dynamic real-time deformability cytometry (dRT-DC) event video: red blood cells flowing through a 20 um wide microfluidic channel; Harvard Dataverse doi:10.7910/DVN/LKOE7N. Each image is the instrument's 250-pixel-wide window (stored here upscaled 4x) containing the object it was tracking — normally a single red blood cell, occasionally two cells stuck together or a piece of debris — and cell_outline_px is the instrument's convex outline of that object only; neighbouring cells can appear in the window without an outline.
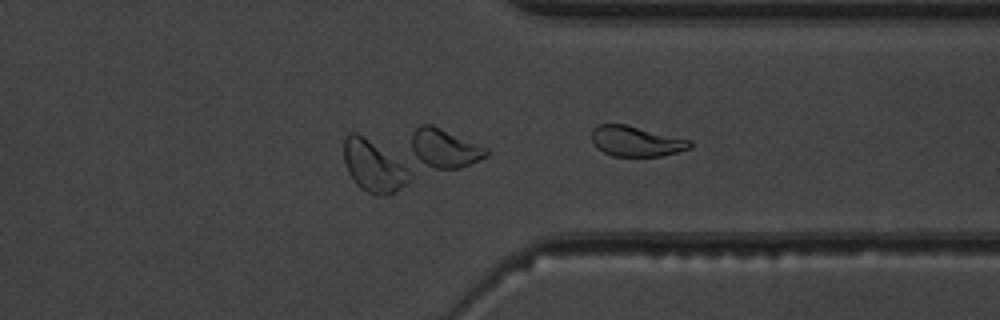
{"species": "common noctule bat (a hibernating species)", "species_latin": "Nyctalus noctula", "temperature_condition": "warm", "stored_images_in_passage": 23, "camera_frame_rate_fps": 3000, "um_per_image_px": 0.085, "animal": {"sex": "male", "body_mass_g": 19.5, "forearm_length_mm": 54.6}, "frame": {"image": 1, "passage_image": 23, "time_ms": 7.333, "image_size_px": [1000, 320], "cell_outline_px": [[692, 148], [660, 156], [612, 156], [596, 148], [592, 140], [592, 128], [600, 124], [624, 124], [692, 140]], "centroid_in_image_um": [54.07, 12.01], "position_along_channel_um": 357.3, "area_um2": 17.34}}